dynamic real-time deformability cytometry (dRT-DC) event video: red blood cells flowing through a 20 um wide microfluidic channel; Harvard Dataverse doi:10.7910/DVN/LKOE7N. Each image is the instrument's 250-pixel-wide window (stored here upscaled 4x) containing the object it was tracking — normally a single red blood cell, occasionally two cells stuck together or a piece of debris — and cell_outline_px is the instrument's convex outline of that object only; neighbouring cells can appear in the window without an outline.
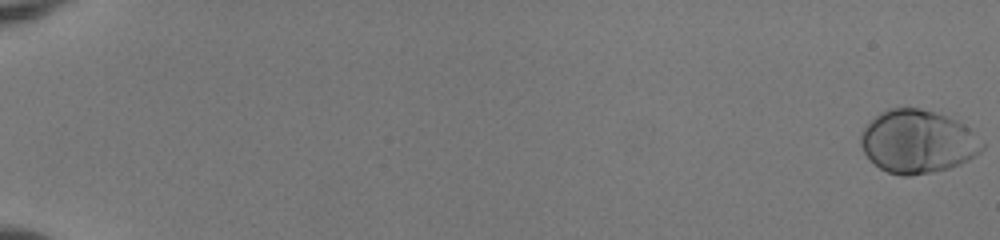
{"species": "human", "species_latin": "Homo sapiens", "temperature_condition": "room temperature", "stored_images_in_passage": 54, "camera_frame_rate_fps": 3000, "um_per_image_px": 0.085, "donor": {"sex": "female"}, "frame": {"image": 1, "passage_image": 1, "time_ms": 0.0, "image_size_px": [1000, 240], "cell_outline_px": [[984, 148], [980, 152], [968, 160], [960, 164], [948, 168], [932, 172], [908, 176], [900, 176], [888, 172], [880, 168], [864, 152], [860, 144], [860, 132], [864, 124], [880, 112], [888, 108], [920, 108], [956, 120], [964, 124], [984, 144]], "centroid_in_image_um": [77.96, 12.03], "position_along_channel_um": 7.0, "area_um2": 44.56}}
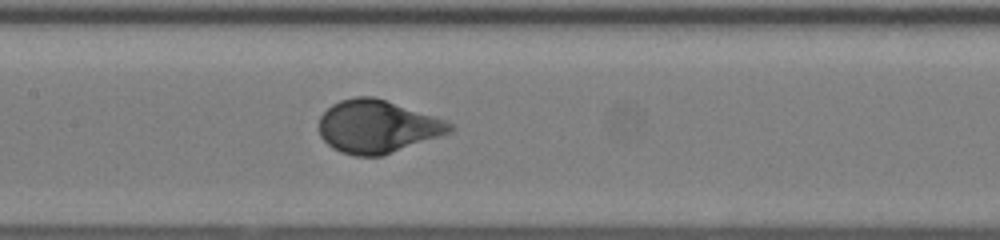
{"frame": {"image": 2, "passage_image": 30, "time_ms": 9.667, "image_size_px": [1000, 240], "cell_outline_px": [[452, 132], [380, 156], [356, 156], [340, 152], [332, 148], [320, 136], [320, 116], [332, 104], [340, 100], [356, 96], [372, 96], [444, 120], [452, 124]], "centroid_in_image_um": [32.02, 10.76], "position_along_channel_um": 175.4, "area_um2": 39.65}}
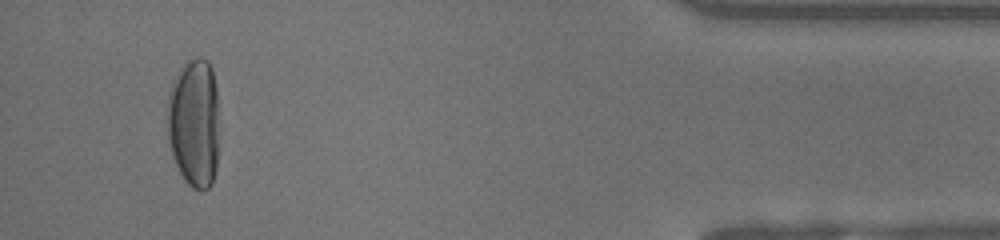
{"frame": {"image": 3, "passage_image": 52, "time_ms": 17.0, "image_size_px": [1000, 240], "cell_outline_px": [[216, 168], [212, 184], [204, 192], [200, 192], [192, 188], [184, 180], [172, 156], [168, 140], [168, 96], [172, 84], [180, 68], [188, 60], [196, 56], [200, 56], [208, 60], [212, 68], [216, 88]], "centroid_in_image_um": [16.48, 10.45], "position_along_channel_um": 418.7, "area_um2": 38.84}, "authors_computed_cell_mechanics": {"area_um2": 40.6623, "velocity_mm_per_s": 4.013, "shape_relaxation_time_tau1_ms": 2.6909, "shape_relaxation_time_tau2_ms": null, "deformation_change_tau1": 0.1904, "deformation_change_tau2": null}}